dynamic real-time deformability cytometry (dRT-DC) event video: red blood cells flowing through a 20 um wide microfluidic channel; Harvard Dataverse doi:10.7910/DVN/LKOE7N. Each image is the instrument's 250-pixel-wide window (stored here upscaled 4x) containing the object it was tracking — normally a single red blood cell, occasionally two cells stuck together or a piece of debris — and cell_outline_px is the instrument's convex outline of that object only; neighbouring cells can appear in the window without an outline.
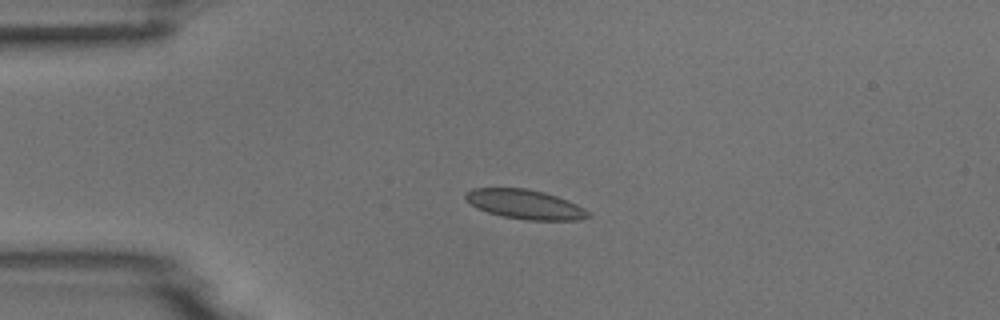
{"species": "common noctule bat (a hibernating species)", "species_latin": "Nyctalus noctula", "temperature_condition": "room temperature", "stored_images_in_passage": 11, "camera_frame_rate_fps": 3000, "um_per_image_px": 0.085, "animal": {"sex": "male", "body_mass_g": 18.8}, "frame": {"image": 1, "passage_image": 4, "time_ms": 3.667, "image_size_px": [1000, 320], "cell_outline_px": [[592, 216], [580, 220], [528, 220], [500, 216], [476, 208], [464, 196], [464, 192], [472, 188], [524, 188], [544, 192], [568, 200], [584, 208]], "centroid_in_image_um": [44.62, 17.37], "position_along_channel_um": 40.4, "area_um2": 21.04}}
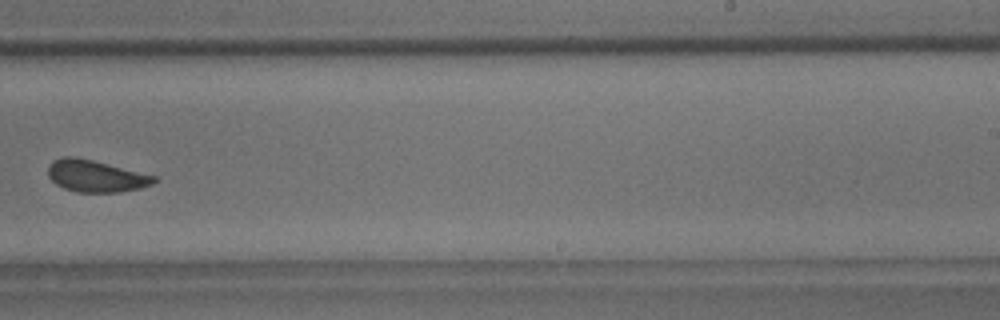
{"frame": {"image": 2, "passage_image": 10, "time_ms": 10.667, "image_size_px": [1000, 320], "cell_outline_px": [[156, 180], [152, 184], [140, 188], [120, 192], [76, 192], [64, 188], [56, 184], [48, 176], [48, 164], [52, 160], [64, 156], [76, 156], [156, 176]], "centroid_in_image_um": [8.1, 14.96], "position_along_channel_um": 280.9, "area_um2": 19.65}}
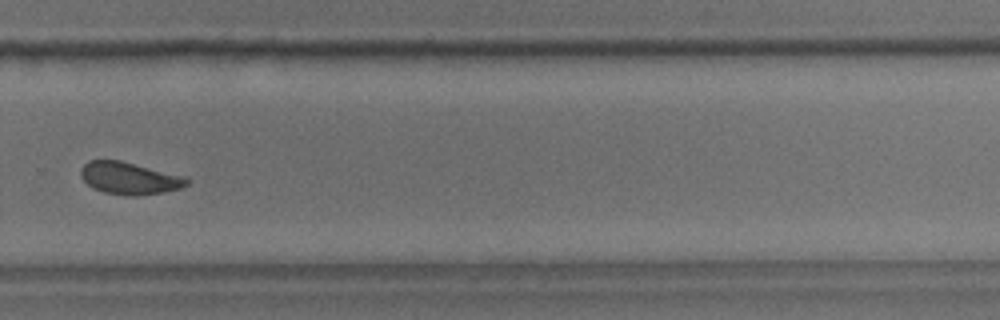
{"frame": {"image": 3, "passage_image": 11, "time_ms": 11.667, "image_size_px": [1000, 320], "cell_outline_px": [[192, 180], [188, 184], [180, 188], [164, 192], [136, 196], [128, 196], [104, 192], [92, 188], [80, 176], [80, 168], [88, 160], [120, 160], [180, 176]], "centroid_in_image_um": [10.95, 15.16], "position_along_channel_um": 318.9, "area_um2": 19.71}}